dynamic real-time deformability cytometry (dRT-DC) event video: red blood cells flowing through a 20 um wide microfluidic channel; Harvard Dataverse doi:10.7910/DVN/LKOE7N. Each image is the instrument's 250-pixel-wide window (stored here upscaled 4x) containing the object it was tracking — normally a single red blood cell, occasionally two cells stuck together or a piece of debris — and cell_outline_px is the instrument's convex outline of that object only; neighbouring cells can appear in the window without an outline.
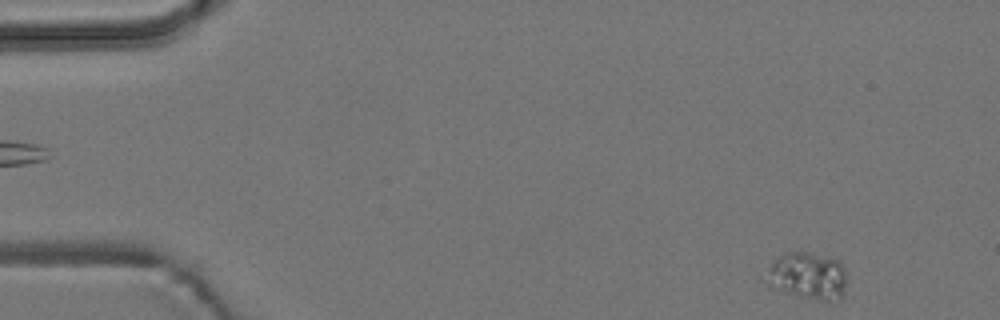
{"species": "common noctule bat (a hibernating species)", "species_latin": "Nyctalus noctula", "temperature_condition": "room temperature", "stored_images_in_passage": 5, "camera_frame_rate_fps": 3000, "um_per_image_px": 0.085, "animal": {"sex": "male", "body_mass_g": 19.2, "forearm_length_mm": 51.8}, "frame": {"image": 1, "passage_image": 5, "time_ms": 4.667, "image_size_px": [1000, 320], "cell_outline_px": [[844, 288], [840, 300], [820, 300], [788, 292], [776, 288], [768, 284], [764, 280], [768, 268], [772, 260], [784, 252], [808, 252], [840, 260], [844, 268]], "centroid_in_image_um": [68.62, 23.41], "position_along_channel_um": 16.4, "area_um2": 21.85}}